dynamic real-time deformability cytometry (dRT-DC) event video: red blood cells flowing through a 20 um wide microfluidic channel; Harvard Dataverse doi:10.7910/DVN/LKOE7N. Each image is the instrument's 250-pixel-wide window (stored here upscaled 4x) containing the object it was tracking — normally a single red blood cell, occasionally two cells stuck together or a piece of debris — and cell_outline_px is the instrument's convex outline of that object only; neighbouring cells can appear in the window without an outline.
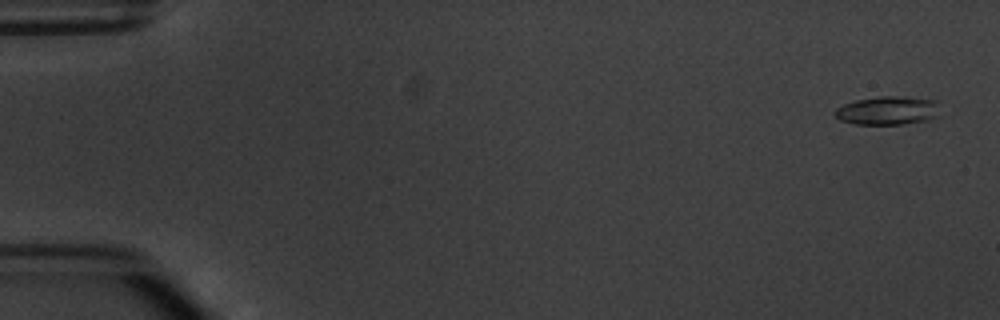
{"species": "common noctule bat (a hibernating species)", "species_latin": "Nyctalus noctula", "temperature_condition": "warm", "stored_images_in_passage": 4, "camera_frame_rate_fps": 3000, "um_per_image_px": 0.085, "animal": {"sex": "male", "body_mass_g": 20.1, "forearm_length_mm": 53.5}, "frame": {"image": 1, "passage_image": 1, "time_ms": 0.0, "image_size_px": [1000, 320], "cell_outline_px": [[940, 116], [928, 120], [904, 124], [856, 124], [840, 120], [832, 112], [836, 108], [844, 104], [856, 100], [880, 96], [908, 96], [936, 100]], "centroid_in_image_um": [75.48, 9.39], "position_along_channel_um": 9.5, "area_um2": 17.69}}